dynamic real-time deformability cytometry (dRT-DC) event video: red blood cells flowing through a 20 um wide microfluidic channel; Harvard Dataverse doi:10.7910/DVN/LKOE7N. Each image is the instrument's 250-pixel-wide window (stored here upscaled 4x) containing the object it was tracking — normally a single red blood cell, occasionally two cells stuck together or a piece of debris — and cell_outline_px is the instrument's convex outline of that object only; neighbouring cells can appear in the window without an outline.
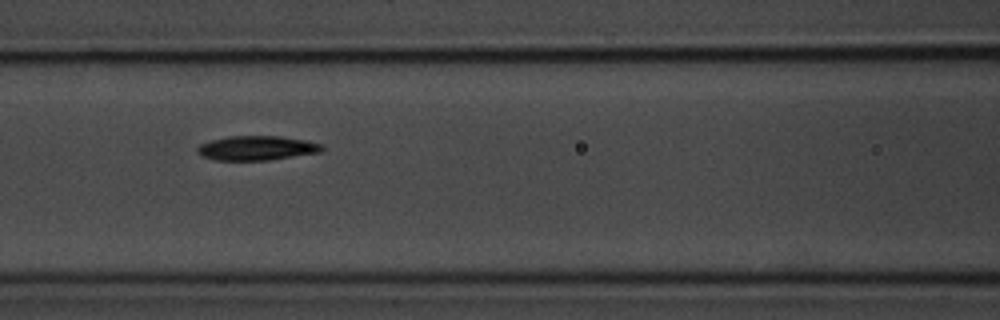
{"species": "common noctule bat (a hibernating species)", "species_latin": "Nyctalus noctula", "temperature_condition": "room temperature", "stored_images_in_passage": 8, "camera_frame_rate_fps": 3000, "um_per_image_px": 0.085, "animal": {"sex": "male", "body_mass_g": 20.1, "forearm_length_mm": 53.5}, "frame": {"image": 1, "passage_image": 7, "time_ms": 7.0, "image_size_px": [1000, 320], "cell_outline_px": [[324, 152], [268, 160], [216, 160], [200, 156], [196, 152], [196, 148], [200, 144], [212, 140], [228, 136], [280, 136], [308, 140], [324, 144]], "centroid_in_image_um": [21.87, 12.58], "position_along_channel_um": 144.7, "area_um2": 18.03}}
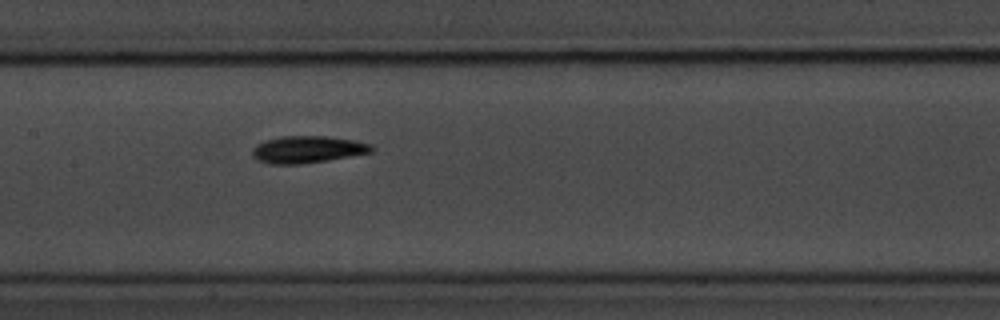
{"frame": {"image": 2, "passage_image": 8, "time_ms": 8.0, "image_size_px": [1000, 320], "cell_outline_px": [[376, 148], [372, 152], [328, 160], [300, 164], [268, 164], [256, 160], [252, 156], [252, 148], [256, 144], [264, 140], [280, 136], [328, 136], [352, 140], [372, 144]], "centroid_in_image_um": [26.1, 12.7], "position_along_channel_um": 181.3, "area_um2": 19.02}}